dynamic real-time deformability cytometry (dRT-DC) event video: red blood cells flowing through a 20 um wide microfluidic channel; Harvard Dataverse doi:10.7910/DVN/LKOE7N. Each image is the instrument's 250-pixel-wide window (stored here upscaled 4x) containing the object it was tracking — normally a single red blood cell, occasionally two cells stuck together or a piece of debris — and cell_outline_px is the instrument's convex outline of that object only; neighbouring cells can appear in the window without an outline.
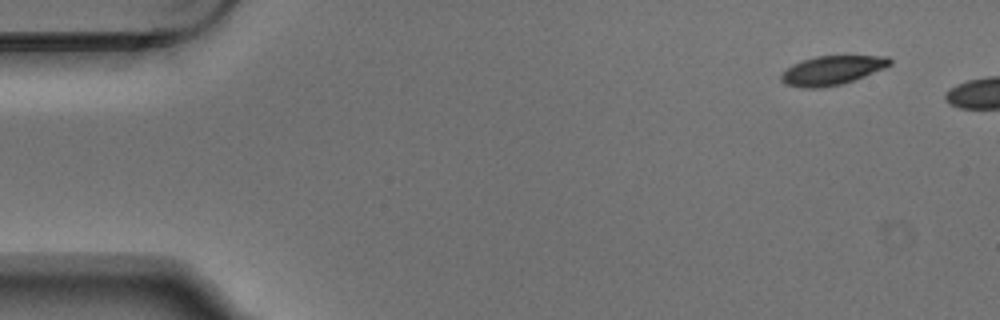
{"species": "Egyptian fruit bat (a non-hibernating species)", "species_latin": "Rousettus aegyptiacus", "temperature_condition": "warm", "stored_images_in_passage": 2, "camera_frame_rate_fps": 3000, "um_per_image_px": 0.085, "animal": {"sex": "male"}, "frame": {"image": 1, "passage_image": 1, "time_ms": 0.0, "image_size_px": [1000, 320], "cell_outline_px": [[892, 64], [884, 68], [864, 76], [840, 84], [820, 88], [800, 88], [784, 84], [780, 80], [780, 76], [792, 64], [816, 56], [888, 56], [892, 60]], "centroid_in_image_um": [70.7, 5.98], "position_along_channel_um": 14.3, "area_um2": 18.26}}